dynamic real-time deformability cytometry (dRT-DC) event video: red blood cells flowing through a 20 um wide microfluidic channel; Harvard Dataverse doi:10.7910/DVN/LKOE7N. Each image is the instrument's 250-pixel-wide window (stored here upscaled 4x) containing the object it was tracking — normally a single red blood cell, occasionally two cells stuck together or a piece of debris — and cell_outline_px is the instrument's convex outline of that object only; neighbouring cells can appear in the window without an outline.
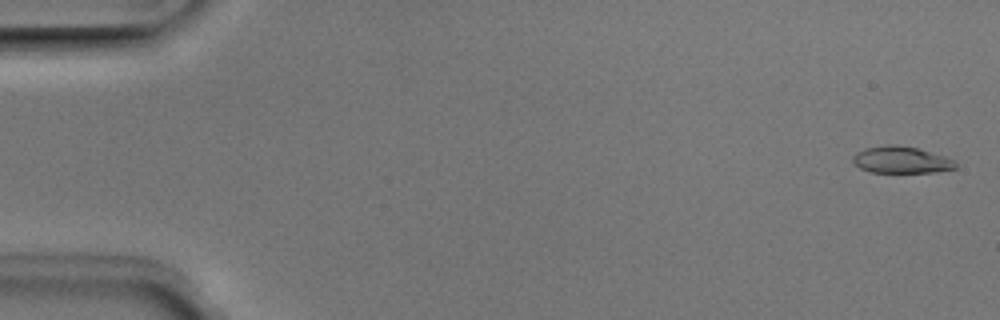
{"species": "Egyptian fruit bat (a non-hibernating species)", "species_latin": "Rousettus aegyptiacus", "temperature_condition": "room temperature", "stored_images_in_passage": 5, "camera_frame_rate_fps": 3000, "um_per_image_px": 0.085, "animal": {"sex": "male"}, "frame": {"image": 1, "passage_image": 1, "time_ms": 0.0, "image_size_px": [1000, 320], "cell_outline_px": [[956, 168], [936, 172], [872, 172], [860, 168], [852, 164], [852, 156], [856, 152], [864, 148], [888, 144], [896, 144], [916, 148], [944, 156], [956, 160]], "centroid_in_image_um": [76.57, 13.58], "position_along_channel_um": 8.4, "area_um2": 16.13}}
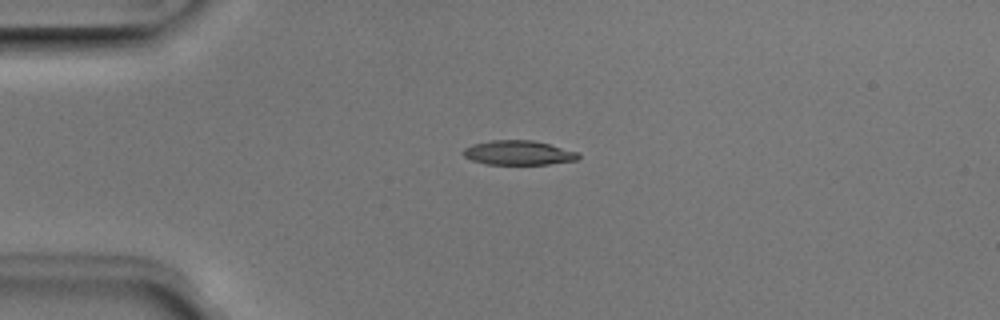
{"frame": {"image": 2, "passage_image": 4, "time_ms": 1.0, "image_size_px": [1000, 320], "cell_outline_px": [[580, 156], [576, 160], [548, 164], [484, 164], [472, 160], [464, 156], [464, 148], [472, 144], [492, 140], [532, 140], [580, 152]], "centroid_in_image_um": [44.07, 12.98], "position_along_channel_um": 40.9, "area_um2": 16.3}}